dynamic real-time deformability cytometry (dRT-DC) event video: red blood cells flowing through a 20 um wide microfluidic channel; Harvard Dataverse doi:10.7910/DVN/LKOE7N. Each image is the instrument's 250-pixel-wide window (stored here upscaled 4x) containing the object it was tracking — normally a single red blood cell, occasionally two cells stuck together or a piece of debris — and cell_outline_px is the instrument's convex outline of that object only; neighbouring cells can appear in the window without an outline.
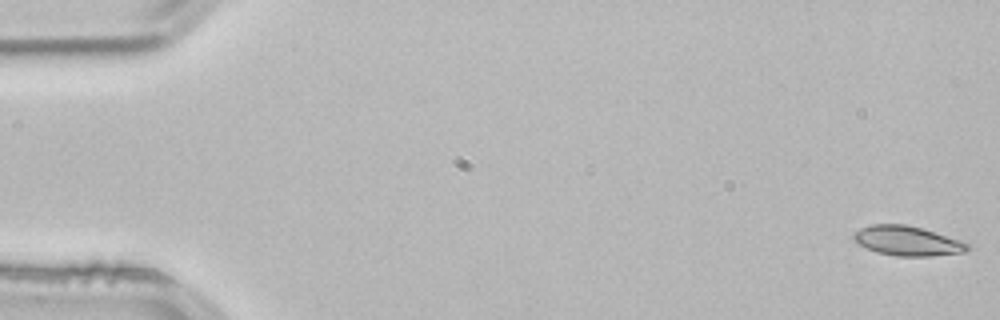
{"species": "common noctule bat (a hibernating species)", "species_latin": "Nyctalus noctula", "temperature_condition": "room temperature", "stored_images_in_passage": 54, "camera_frame_rate_fps": 3000, "um_per_image_px": 0.085, "animal": {"sex": "male", "body_mass_g": 21.5, "forearm_length_mm": 52.0}, "frame": {"image": 1, "passage_image": 1, "time_ms": 0.0, "image_size_px": [1000, 320], "cell_outline_px": [[972, 248], [964, 252], [932, 256], [896, 256], [876, 252], [860, 244], [852, 236], [860, 228], [872, 224], [904, 224], [924, 228], [960, 240], [968, 244]], "centroid_in_image_um": [77.17, 20.47], "position_along_channel_um": 7.8, "area_um2": 19.59}}
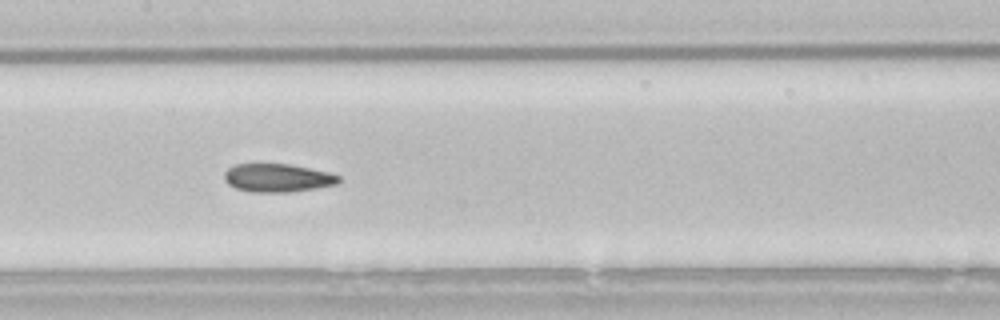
{"frame": {"image": 2, "passage_image": 26, "time_ms": 8.333, "image_size_px": [1000, 320], "cell_outline_px": [[340, 180], [336, 184], [316, 188], [288, 192], [248, 192], [236, 188], [228, 184], [224, 180], [224, 172], [228, 168], [236, 164], [288, 164], [328, 172], [340, 176]], "centroid_in_image_um": [23.55, 15.12], "position_along_channel_um": 183.8, "area_um2": 18.79}}
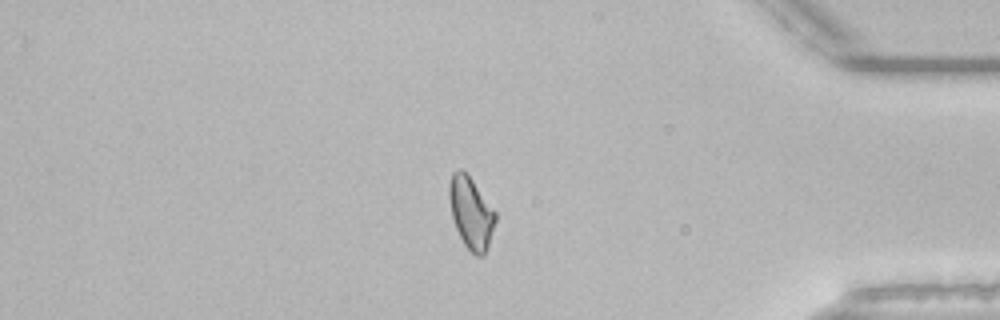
{"frame": {"image": 3, "passage_image": 45, "time_ms": 14.667, "image_size_px": [1000, 320], "cell_outline_px": [[496, 220], [488, 248], [484, 256], [476, 256], [464, 244], [456, 228], [452, 216], [448, 196], [448, 184], [452, 172], [460, 168], [472, 180], [496, 212]], "centroid_in_image_um": [40.03, 18.1], "position_along_channel_um": 395.2, "area_um2": 19.25}, "authors_computed_cell_mechanics": {"area_um2": 19.2474, "velocity_mm_per_s": 3.8329, "shape_relaxation_time_tau1_ms": null, "shape_relaxation_time_tau2_ms": 3.2658, "deformation_change_tau1": null, "deformation_change_tau2": 0.0887}}